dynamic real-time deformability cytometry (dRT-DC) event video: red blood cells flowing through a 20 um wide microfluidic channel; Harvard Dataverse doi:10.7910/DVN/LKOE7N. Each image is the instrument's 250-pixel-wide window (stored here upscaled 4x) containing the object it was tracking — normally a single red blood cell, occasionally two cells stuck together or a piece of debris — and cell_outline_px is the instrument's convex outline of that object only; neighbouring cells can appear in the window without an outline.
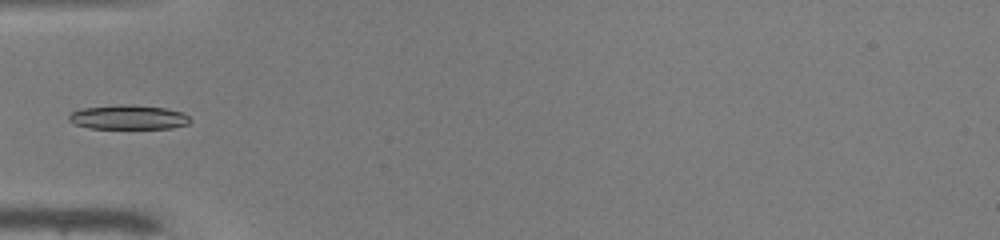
{"species": "common noctule bat (a hibernating species)", "species_latin": "Nyctalus noctula", "temperature_condition": "warm", "stored_images_in_passage": 31, "camera_frame_rate_fps": 3000, "um_per_image_px": 0.085, "animal": {"sex": "male", "body_mass_g": 19.0, "forearm_length_mm": 50.8}, "frame": {"image": 1, "passage_image": 1, "time_ms": 0.0, "image_size_px": [1000, 240], "cell_outline_px": [[192, 120], [188, 124], [172, 128], [88, 128], [72, 124], [68, 120], [68, 116], [72, 112], [80, 108], [120, 104], [124, 104], [164, 108], [184, 112]], "centroid_in_image_um": [10.88, 9.96], "position_along_channel_um": 74.1, "area_um2": 17.34}}
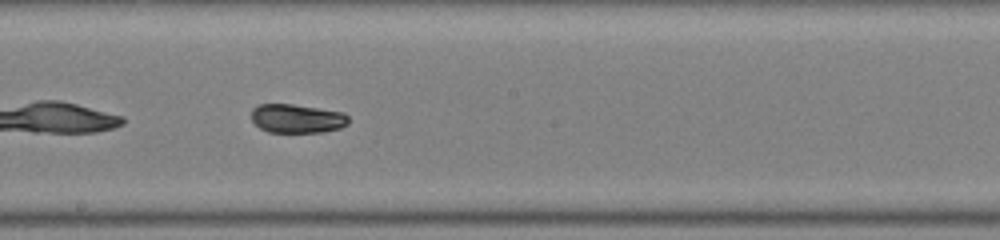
{"frame": {"image": 2, "passage_image": 12, "time_ms": 3.667, "image_size_px": [1000, 240], "cell_outline_px": [[348, 124], [340, 128], [324, 132], [268, 132], [260, 128], [252, 120], [252, 108], [260, 104], [292, 104], [344, 112], [348, 116]], "centroid_in_image_um": [25.26, 10.07], "position_along_channel_um": 222.9, "area_um2": 16.36}}
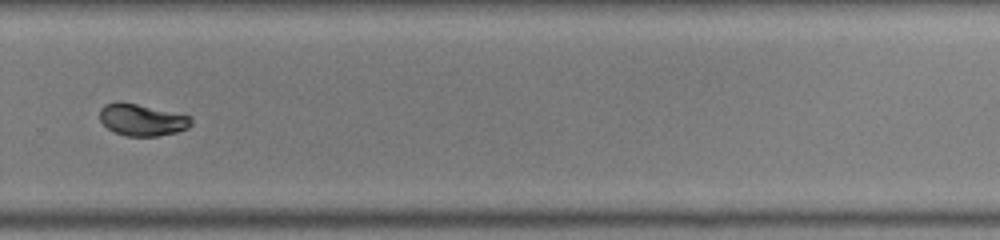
{"frame": {"image": 3, "passage_image": 19, "time_ms": 6.0, "image_size_px": [1000, 240], "cell_outline_px": [[192, 124], [188, 128], [176, 132], [156, 136], [124, 136], [112, 132], [100, 120], [100, 108], [104, 104], [136, 104], [192, 116]], "centroid_in_image_um": [12.1, 10.22], "position_along_channel_um": 317.7, "area_um2": 16.65}}